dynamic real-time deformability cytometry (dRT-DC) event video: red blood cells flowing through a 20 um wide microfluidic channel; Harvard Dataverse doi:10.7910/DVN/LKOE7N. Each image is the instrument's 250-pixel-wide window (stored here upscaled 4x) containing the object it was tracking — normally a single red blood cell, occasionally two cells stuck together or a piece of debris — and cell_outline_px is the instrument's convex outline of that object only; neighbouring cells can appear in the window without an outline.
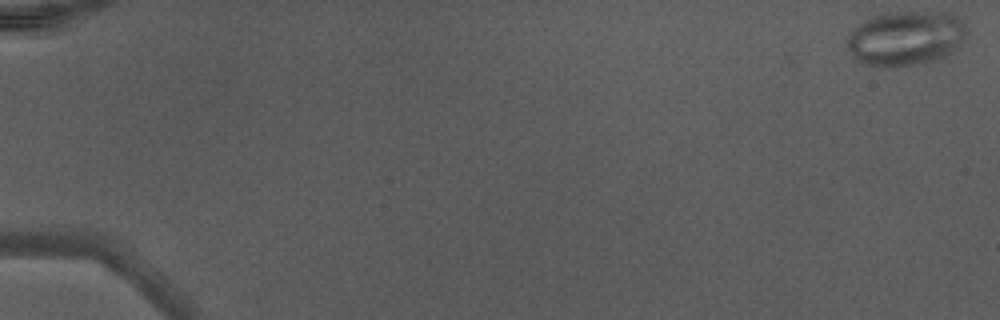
{"species": "Egyptian fruit bat (a non-hibernating species)", "species_latin": "Rousettus aegyptiacus", "temperature_condition": "warm", "stored_images_in_passage": 12, "camera_frame_rate_fps": 3000, "um_per_image_px": 0.085, "animal": {"sex": "male"}, "frame": {"image": 1, "passage_image": 1, "time_ms": 0.0, "image_size_px": [1000, 320], "cell_outline_px": [[968, 32], [956, 52], [948, 56], [924, 64], [896, 68], [880, 68], [864, 64], [852, 56], [844, 44], [844, 40], [848, 32], [856, 24], [872, 16], [888, 12], [952, 12], [964, 24]], "centroid_in_image_um": [76.95, 3.28], "position_along_channel_um": 8.0, "area_um2": 39.59}}